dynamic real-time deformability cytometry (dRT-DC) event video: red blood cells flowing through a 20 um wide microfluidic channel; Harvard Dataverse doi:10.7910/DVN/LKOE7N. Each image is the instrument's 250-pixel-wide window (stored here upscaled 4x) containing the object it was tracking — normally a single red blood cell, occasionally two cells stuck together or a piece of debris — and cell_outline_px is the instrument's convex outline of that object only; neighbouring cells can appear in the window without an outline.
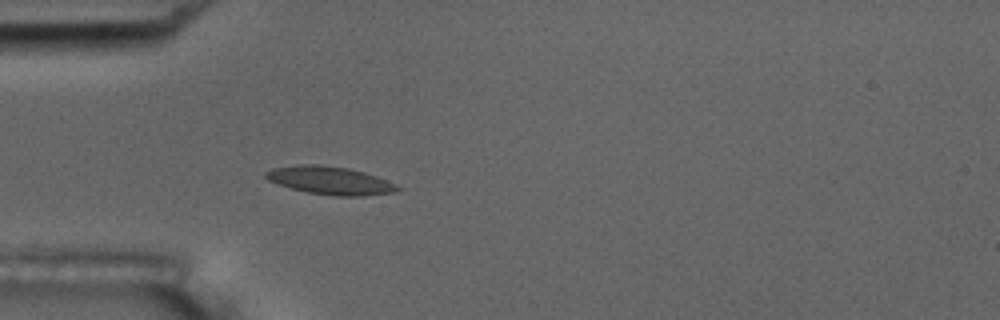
{"species": "common noctule bat (a hibernating species)", "species_latin": "Nyctalus noctula", "temperature_condition": "room temperature", "stored_images_in_passage": 3, "camera_frame_rate_fps": 3000, "um_per_image_px": 0.085, "animal": {"sex": "male", "body_mass_g": 17.5, "forearm_length_mm": 52.3}, "frame": {"image": 1, "passage_image": 3, "time_ms": 2.333, "image_size_px": [1000, 320], "cell_outline_px": [[404, 188], [396, 192], [364, 196], [332, 196], [308, 192], [292, 188], [268, 180], [264, 176], [264, 172], [272, 168], [300, 164], [316, 164], [348, 168], [364, 172], [376, 176], [396, 184]], "centroid_in_image_um": [28.09, 15.34], "position_along_channel_um": 56.9, "area_um2": 21.56}}